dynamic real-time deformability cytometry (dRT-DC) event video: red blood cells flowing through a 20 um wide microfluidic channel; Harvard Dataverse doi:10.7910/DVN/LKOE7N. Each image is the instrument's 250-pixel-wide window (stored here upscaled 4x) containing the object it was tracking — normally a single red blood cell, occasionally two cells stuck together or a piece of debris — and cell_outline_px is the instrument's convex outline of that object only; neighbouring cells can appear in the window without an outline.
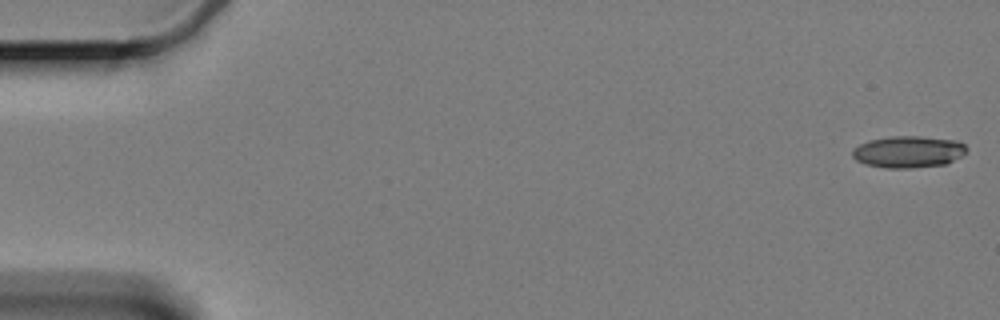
{"species": "Egyptian fruit bat (a non-hibernating species)", "species_latin": "Rousettus aegyptiacus", "temperature_condition": "cold", "stored_images_in_passage": 56, "camera_frame_rate_fps": 3000, "um_per_image_px": 0.085, "animal": {"sex": "female"}, "frame": {"image": 1, "passage_image": 1, "time_ms": 0.0, "image_size_px": [1000, 320], "cell_outline_px": [[968, 148], [960, 156], [948, 164], [912, 168], [888, 168], [868, 164], [856, 160], [852, 156], [852, 148], [868, 140], [892, 136], [920, 136], [960, 140]], "centroid_in_image_um": [77.23, 12.89], "position_along_channel_um": 7.8, "area_um2": 21.27}}
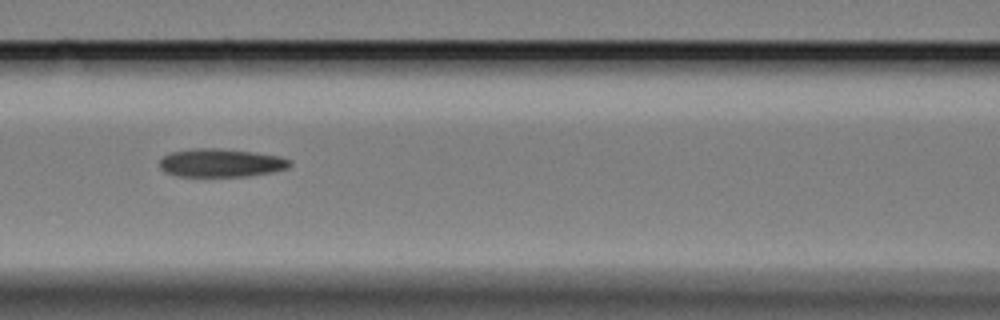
{"frame": {"image": 2, "passage_image": 26, "time_ms": 8.333, "image_size_px": [1000, 320], "cell_outline_px": [[292, 164], [288, 168], [272, 172], [248, 176], [176, 176], [164, 172], [160, 168], [160, 160], [164, 156], [172, 152], [196, 148], [216, 148], [252, 152], [280, 156], [292, 160]], "centroid_in_image_um": [18.8, 13.85], "position_along_channel_um": 147.8, "area_um2": 21.44}}
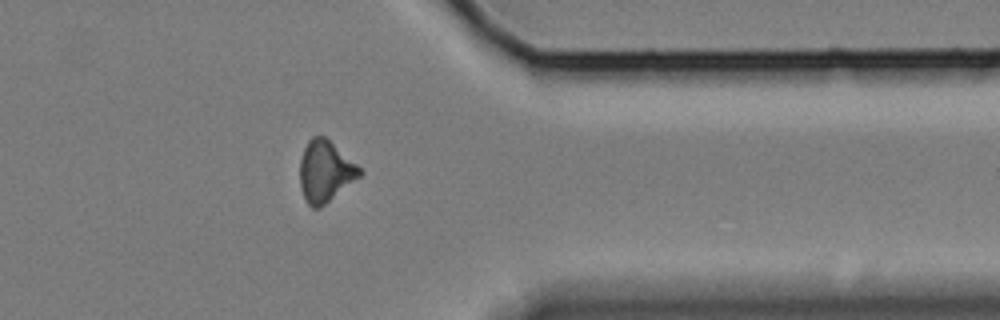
{"frame": {"image": 3, "passage_image": 48, "time_ms": 15.667, "image_size_px": [1000, 320], "cell_outline_px": [[364, 172], [360, 176], [320, 208], [312, 208], [308, 204], [300, 188], [300, 156], [308, 140], [312, 136], [324, 136], [356, 164]], "centroid_in_image_um": [27.62, 14.57], "position_along_channel_um": 383.8, "area_um2": 21.1}, "authors_computed_cell_mechanics": {"area_um2": 21.4438, "velocity_mm_per_s": 3.3553, "shape_relaxation_time_tau1_ms": 5.367, "shape_relaxation_time_tau2_ms": 7.1989, "deformation_change_tau1": 0.154, "deformation_change_tau2": 0.179}}